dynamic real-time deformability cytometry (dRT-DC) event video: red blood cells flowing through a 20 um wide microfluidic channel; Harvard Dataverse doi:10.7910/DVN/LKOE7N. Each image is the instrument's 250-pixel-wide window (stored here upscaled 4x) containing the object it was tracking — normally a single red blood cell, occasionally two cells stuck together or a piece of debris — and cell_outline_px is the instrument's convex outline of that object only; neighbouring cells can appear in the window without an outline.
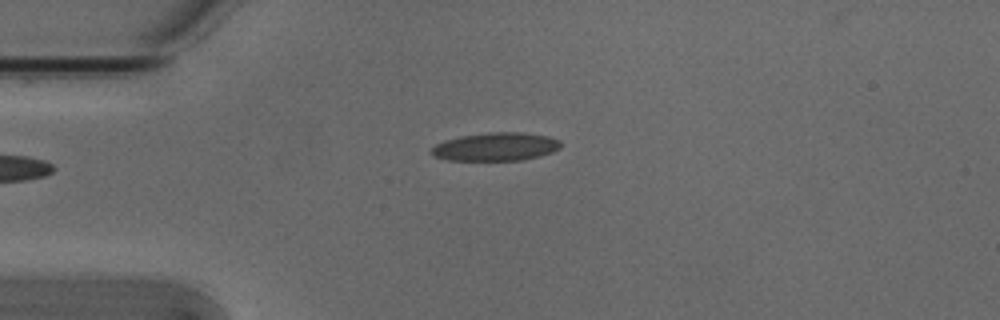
{"species": "Egyptian fruit bat (a non-hibernating species)", "species_latin": "Rousettus aegyptiacus", "temperature_condition": "cold", "stored_images_in_passage": 3, "camera_frame_rate_fps": 3000, "um_per_image_px": 0.085, "animal": {"sex": "male"}, "frame": {"image": 1, "passage_image": 1, "time_ms": 0.0, "image_size_px": [1000, 320], "cell_outline_px": [[560, 148], [552, 152], [540, 156], [524, 160], [448, 160], [432, 156], [428, 152], [436, 144], [444, 140], [460, 136], [488, 132], [520, 132], [548, 136], [560, 140]], "centroid_in_image_um": [42.11, 12.47], "position_along_channel_um": 42.9, "area_um2": 21.44}}
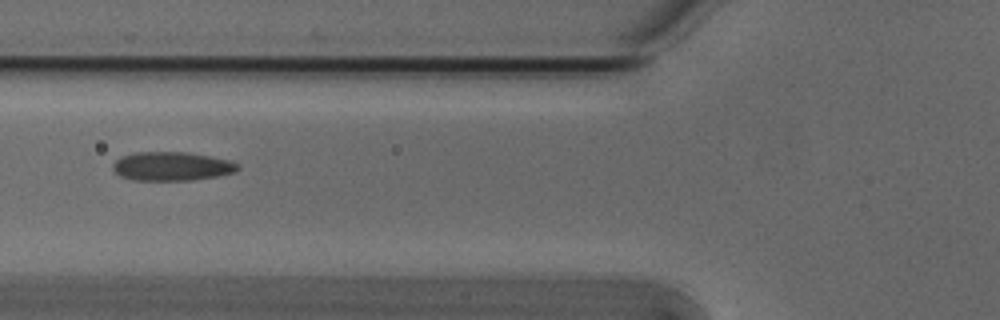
{"frame": {"image": 2, "passage_image": 3, "time_ms": 0.667, "image_size_px": [1000, 320], "cell_outline_px": [[240, 168], [236, 172], [216, 176], [192, 180], [136, 180], [120, 176], [112, 168], [112, 164], [120, 156], [136, 152], [188, 152], [228, 160], [240, 164]], "centroid_in_image_um": [14.6, 14.13], "position_along_channel_um": 111.2, "area_um2": 20.98}}